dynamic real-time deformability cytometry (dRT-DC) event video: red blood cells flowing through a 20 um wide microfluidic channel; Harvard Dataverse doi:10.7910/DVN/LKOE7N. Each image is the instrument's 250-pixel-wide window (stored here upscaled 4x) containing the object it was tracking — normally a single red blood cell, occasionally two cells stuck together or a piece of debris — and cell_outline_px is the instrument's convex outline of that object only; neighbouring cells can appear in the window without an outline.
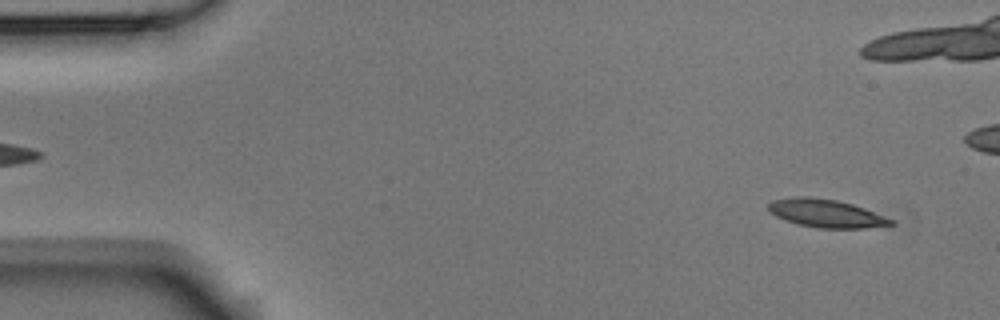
{"species": "Egyptian fruit bat (a non-hibernating species)", "species_latin": "Rousettus aegyptiacus", "temperature_condition": "room temperature", "stored_images_in_passage": 5, "segment_of_instrument_passage": [2, 2], "camera_frame_rate_fps": 3000, "um_per_image_px": 0.085, "animal": {"sex": "male"}, "frame": {"image": 1, "passage_image": 5, "time_ms": 1.333, "image_size_px": [1000, 320], "cell_outline_px": [[896, 224], [868, 228], [820, 228], [796, 224], [776, 216], [768, 212], [768, 204], [772, 200], [796, 196], [808, 196], [836, 200], [852, 204], [864, 208], [896, 220]], "centroid_in_image_um": [70.23, 18.14], "position_along_channel_um": 14.8, "area_um2": 20.23}}